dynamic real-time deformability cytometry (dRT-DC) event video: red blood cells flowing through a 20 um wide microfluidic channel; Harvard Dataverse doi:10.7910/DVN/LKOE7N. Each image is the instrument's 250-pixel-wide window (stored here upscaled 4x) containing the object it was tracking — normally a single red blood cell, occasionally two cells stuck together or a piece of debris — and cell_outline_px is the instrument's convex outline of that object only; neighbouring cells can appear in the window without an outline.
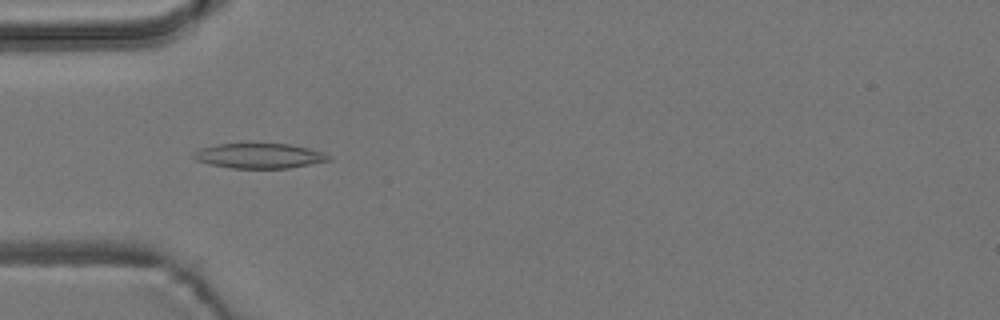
{"species": "common noctule bat (a hibernating species)", "species_latin": "Nyctalus noctula", "temperature_condition": "room temperature", "stored_images_in_passage": 6, "camera_frame_rate_fps": 3000, "um_per_image_px": 0.085, "animal": {"sex": "male", "body_mass_g": 19.2, "forearm_length_mm": 51.8}, "frame": {"image": 1, "passage_image": 5, "time_ms": 5.0, "image_size_px": [1000, 320], "cell_outline_px": [[332, 160], [288, 168], [232, 168], [212, 164], [196, 160], [192, 156], [200, 148], [216, 144], [248, 140], [288, 144], [308, 148], [324, 152], [332, 156]], "centroid_in_image_um": [22.05, 13.19], "position_along_channel_um": 62.9, "area_um2": 20.52}}
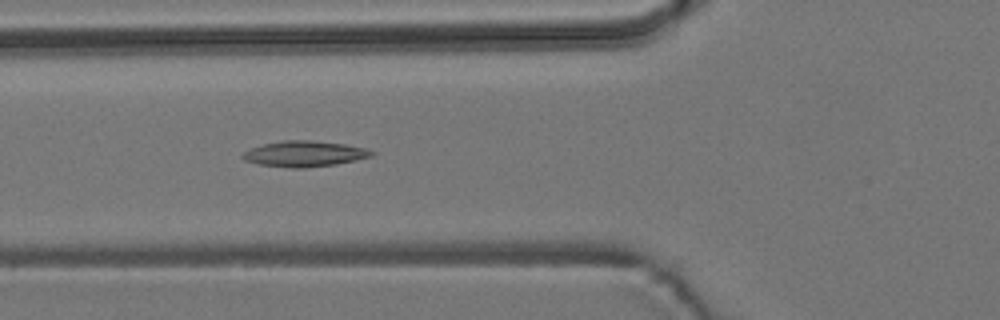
{"frame": {"image": 2, "passage_image": 6, "time_ms": 6.0, "image_size_px": [1000, 320], "cell_outline_px": [[376, 152], [372, 156], [356, 160], [336, 164], [304, 168], [292, 168], [260, 164], [244, 160], [240, 156], [244, 152], [252, 148], [264, 144], [284, 140], [312, 140], [344, 144], [368, 148]], "centroid_in_image_um": [25.92, 13.07], "position_along_channel_um": 99.9, "area_um2": 19.31}}